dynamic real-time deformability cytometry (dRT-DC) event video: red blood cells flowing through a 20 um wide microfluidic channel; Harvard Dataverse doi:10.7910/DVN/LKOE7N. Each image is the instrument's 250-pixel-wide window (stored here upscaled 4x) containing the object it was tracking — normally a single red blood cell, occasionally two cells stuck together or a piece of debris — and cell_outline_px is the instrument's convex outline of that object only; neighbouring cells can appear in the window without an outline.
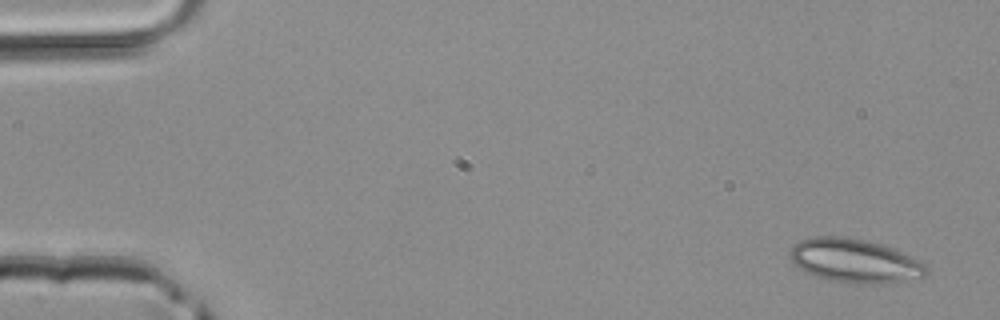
{"species": "common noctule bat (a hibernating species)", "species_latin": "Nyctalus noctula", "temperature_condition": "room temperature", "stored_images_in_passage": 4, "segment_of_instrument_passage": [2, 2], "camera_frame_rate_fps": 3000, "um_per_image_px": 0.085, "animal": {"sex": "male", "body_mass_g": 20.4}, "frame": {"image": 1, "passage_image": 4, "time_ms": 1.0, "image_size_px": [1000, 320], "cell_outline_px": [[928, 272], [920, 280], [880, 284], [868, 284], [828, 280], [816, 276], [800, 268], [788, 256], [792, 244], [800, 240], [812, 236], [840, 236], [864, 240], [896, 248], [928, 264]], "centroid_in_image_um": [72.73, 22.17], "position_along_channel_um": 12.3, "area_um2": 35.37}}